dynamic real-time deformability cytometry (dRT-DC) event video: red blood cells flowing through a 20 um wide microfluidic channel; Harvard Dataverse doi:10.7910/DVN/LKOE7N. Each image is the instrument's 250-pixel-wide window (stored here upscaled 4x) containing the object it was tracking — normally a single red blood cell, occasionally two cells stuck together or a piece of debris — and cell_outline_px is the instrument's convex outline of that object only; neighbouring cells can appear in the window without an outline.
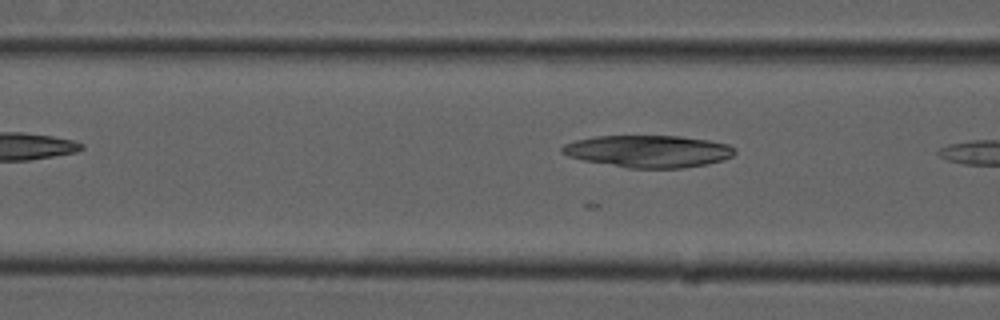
{"species": "common noctule bat (a hibernating species)", "species_latin": "Nyctalus noctula", "temperature_condition": "cold", "stored_images_in_passage": 5, "camera_frame_rate_fps": 3000, "um_per_image_px": 0.085, "animal": {"sex": "male", "forearm_length_mm": 52.5}, "frame": {"image": 1, "passage_image": 5, "time_ms": 1.333, "image_size_px": [1000, 320], "cell_outline_px": [[736, 152], [732, 156], [724, 160], [708, 164], [684, 168], [628, 168], [584, 160], [568, 156], [560, 152], [560, 148], [564, 144], [576, 140], [592, 136], [680, 136], [708, 140], [728, 144], [736, 148]], "centroid_in_image_um": [55.13, 12.86], "position_along_channel_um": 111.5, "area_um2": 32.54}}